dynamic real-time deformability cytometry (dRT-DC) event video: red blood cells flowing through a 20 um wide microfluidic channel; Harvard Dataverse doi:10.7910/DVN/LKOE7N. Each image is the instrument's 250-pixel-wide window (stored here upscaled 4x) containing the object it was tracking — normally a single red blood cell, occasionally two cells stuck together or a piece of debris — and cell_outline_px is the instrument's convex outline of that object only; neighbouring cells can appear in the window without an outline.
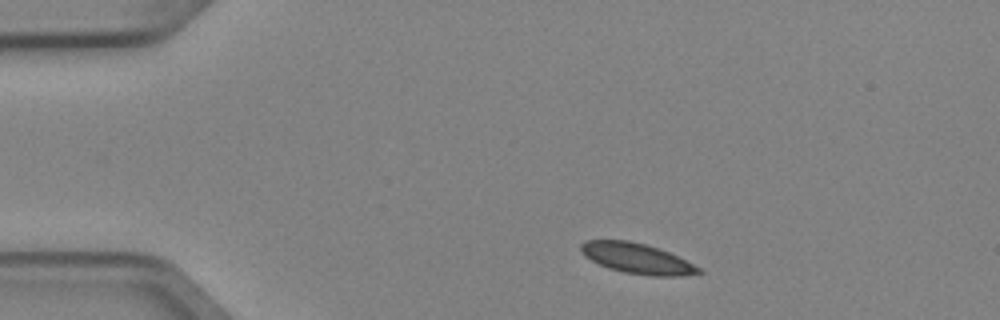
{"species": "Egyptian fruit bat (a non-hibernating species)", "species_latin": "Rousettus aegyptiacus", "temperature_condition": "cold", "stored_images_in_passage": 5, "camera_frame_rate_fps": 3000, "um_per_image_px": 0.085, "animal": {"sex": "female"}, "frame": {"image": 1, "passage_image": 1, "time_ms": 0.0, "image_size_px": [1000, 320], "cell_outline_px": [[704, 272], [680, 276], [652, 276], [624, 272], [608, 268], [584, 256], [580, 252], [580, 244], [584, 240], [628, 240], [644, 244], [668, 252], [700, 268]], "centroid_in_image_um": [54.09, 21.96], "position_along_channel_um": 30.9, "area_um2": 20.58}}
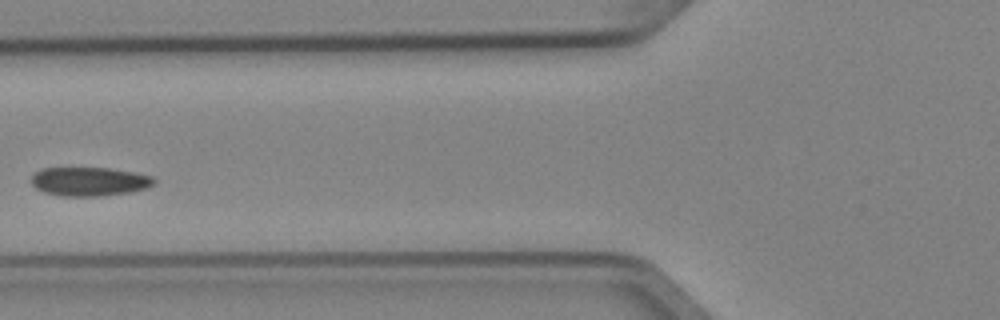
{"frame": {"image": 2, "passage_image": 4, "time_ms": 1.0, "image_size_px": [1000, 320], "cell_outline_px": [[156, 184], [148, 188], [128, 192], [96, 196], [64, 196], [44, 192], [36, 188], [32, 184], [32, 176], [40, 168], [108, 168], [136, 172], [152, 176], [156, 180]], "centroid_in_image_um": [7.63, 15.42], "position_along_channel_um": 118.2, "area_um2": 20.63}}
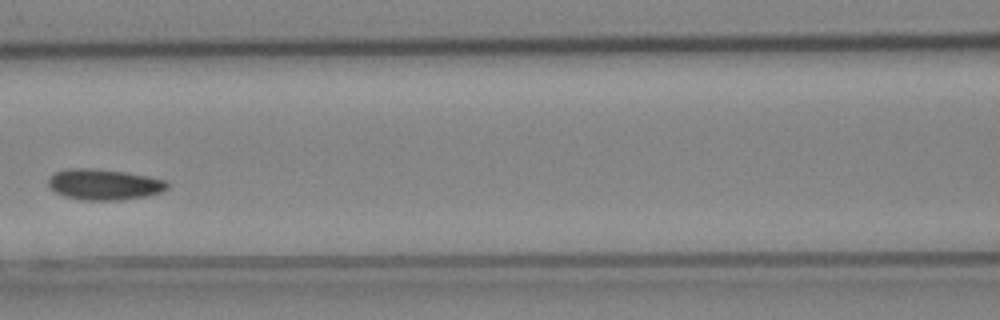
{"frame": {"image": 3, "passage_image": 5, "time_ms": 1.333, "image_size_px": [1000, 320], "cell_outline_px": [[168, 188], [160, 192], [148, 196], [120, 200], [80, 200], [64, 196], [56, 192], [48, 184], [48, 180], [56, 172], [72, 168], [88, 168], [124, 172], [148, 176], [168, 180]], "centroid_in_image_um": [8.89, 15.69], "position_along_channel_um": 157.7, "area_um2": 21.27}}